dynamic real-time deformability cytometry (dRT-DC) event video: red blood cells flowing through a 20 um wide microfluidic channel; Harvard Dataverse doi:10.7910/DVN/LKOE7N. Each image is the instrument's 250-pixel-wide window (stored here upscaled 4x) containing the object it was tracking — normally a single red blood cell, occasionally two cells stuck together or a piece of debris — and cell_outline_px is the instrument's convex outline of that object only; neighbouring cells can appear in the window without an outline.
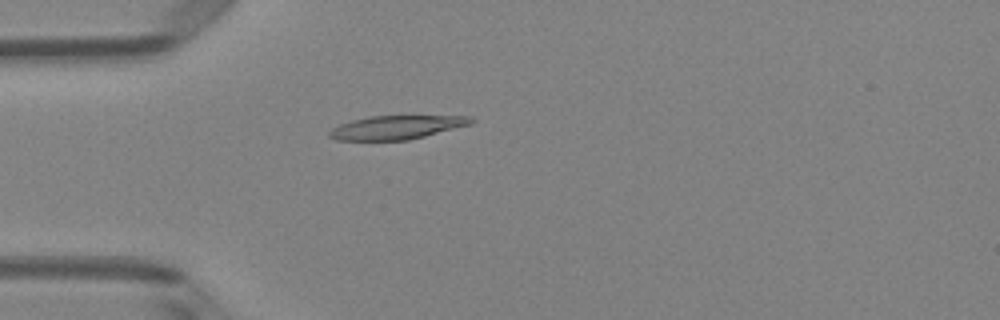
{"species": "Egyptian fruit bat (a non-hibernating species)", "species_latin": "Rousettus aegyptiacus", "temperature_condition": "room temperature", "stored_images_in_passage": 2, "camera_frame_rate_fps": 3000, "um_per_image_px": 0.085, "animal": {"sex": "female"}, "frame": {"image": 1, "passage_image": 2, "time_ms": 0.333, "image_size_px": [1000, 320], "cell_outline_px": [[476, 120], [472, 124], [408, 140], [336, 140], [328, 136], [328, 132], [332, 128], [340, 124], [352, 120], [368, 116], [472, 116]], "centroid_in_image_um": [33.71, 10.82], "position_along_channel_um": 51.3, "area_um2": 19.54}}